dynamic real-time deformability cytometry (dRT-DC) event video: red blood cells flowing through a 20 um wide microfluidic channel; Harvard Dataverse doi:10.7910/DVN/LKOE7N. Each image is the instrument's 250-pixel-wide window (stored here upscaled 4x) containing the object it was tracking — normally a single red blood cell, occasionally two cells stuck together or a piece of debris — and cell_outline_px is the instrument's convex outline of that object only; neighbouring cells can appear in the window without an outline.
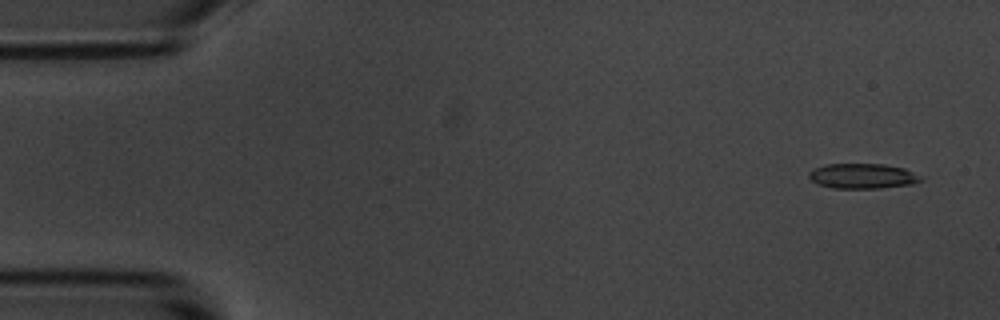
{"species": "common noctule bat (a hibernating species)", "species_latin": "Nyctalus noctula", "temperature_condition": "room temperature", "stored_images_in_passage": 54, "camera_frame_rate_fps": 3000, "um_per_image_px": 0.085, "animal": {"sex": "male", "body_mass_g": 20.1, "forearm_length_mm": 53.5}, "frame": {"image": 1, "passage_image": 3, "time_ms": 0.667, "image_size_px": [1000, 320], "cell_outline_px": [[924, 180], [912, 184], [880, 188], [832, 188], [816, 184], [808, 176], [808, 172], [824, 164], [884, 164], [904, 168], [924, 176]], "centroid_in_image_um": [73.35, 14.96], "position_along_channel_um": 11.6, "area_um2": 16.53}}
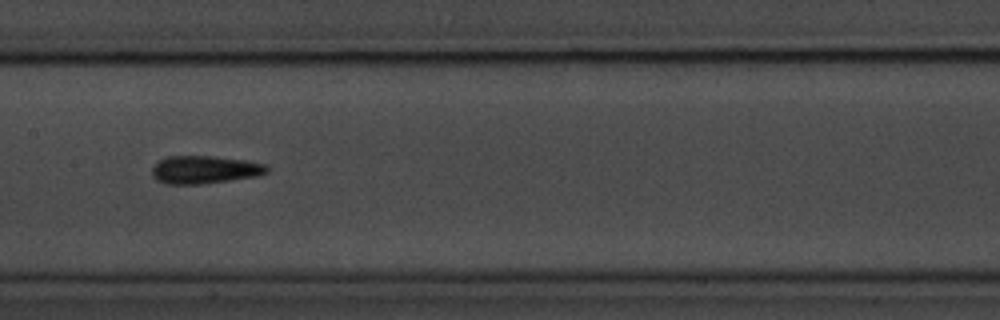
{"frame": {"image": 2, "passage_image": 27, "time_ms": 8.667, "image_size_px": [1000, 320], "cell_outline_px": [[268, 172], [256, 176], [200, 184], [164, 184], [156, 180], [152, 176], [152, 168], [160, 160], [168, 156], [212, 156], [244, 160], [264, 164], [268, 168]], "centroid_in_image_um": [17.35, 14.42], "position_along_channel_um": 190.1, "area_um2": 18.5}}
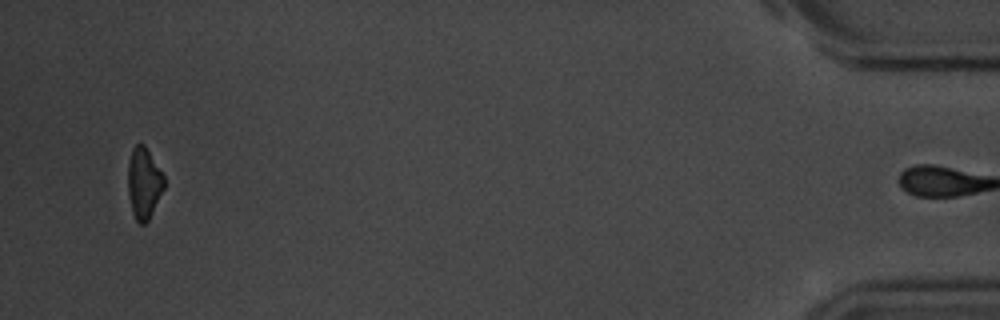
{"frame": {"image": 3, "passage_image": 53, "time_ms": 17.333, "image_size_px": [1000, 320], "cell_outline_px": [[164, 188], [148, 220], [144, 224], [140, 224], [136, 220], [132, 212], [128, 192], [128, 164], [132, 148], [136, 144], [144, 144], [164, 176]], "centroid_in_image_um": [12.21, 15.56], "position_along_channel_um": 423.0, "area_um2": 14.8}, "authors_computed_cell_mechanics": {"area_um2": 17.051, "velocity_mm_per_s": 3.6469, "shape_relaxation_time_tau1_ms": 2.2558, "shape_relaxation_time_tau2_ms": 2.5388, "deformation_change_tau1": 0.1273, "deformation_change_tau2": 0.1276}}